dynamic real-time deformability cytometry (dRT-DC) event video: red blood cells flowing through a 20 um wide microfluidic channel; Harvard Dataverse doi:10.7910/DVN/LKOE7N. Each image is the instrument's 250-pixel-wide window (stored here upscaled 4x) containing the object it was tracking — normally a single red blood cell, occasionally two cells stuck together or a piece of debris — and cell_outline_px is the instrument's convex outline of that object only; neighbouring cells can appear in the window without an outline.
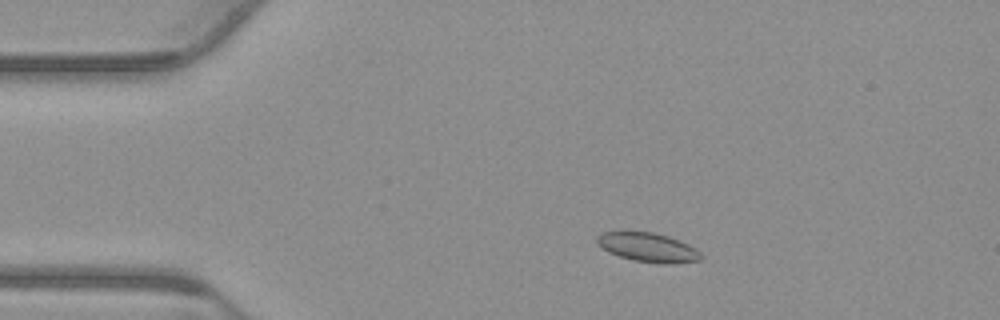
{"species": "common noctule bat (a hibernating species)", "species_latin": "Nyctalus noctula", "temperature_condition": "warm", "stored_images_in_passage": 52, "camera_frame_rate_fps": 3000, "um_per_image_px": 0.085, "animal": {"sex": "male", "body_mass_g": 23.1, "forearm_length_mm": 52.7}, "frame": {"image": 1, "passage_image": 8, "time_ms": 2.333, "image_size_px": [1000, 320], "cell_outline_px": [[704, 256], [700, 260], [672, 264], [660, 264], [632, 260], [608, 252], [596, 240], [596, 236], [604, 232], [656, 232], [680, 240], [696, 248]], "centroid_in_image_um": [55.14, 21.03], "position_along_channel_um": 29.9, "area_um2": 17.69}}
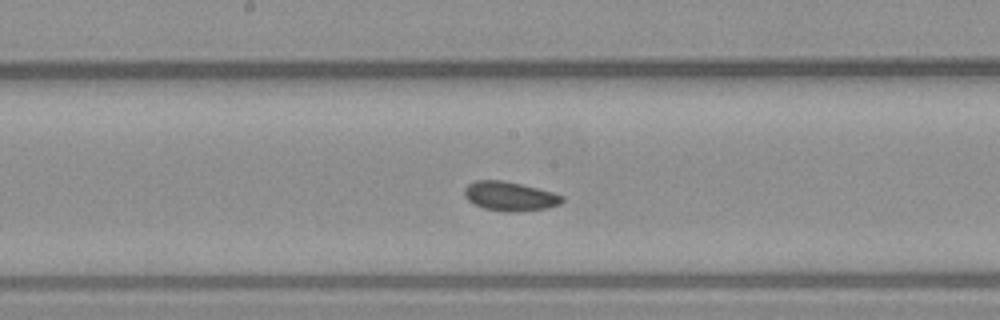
{"frame": {"image": 2, "passage_image": 26, "time_ms": 8.333, "image_size_px": [1000, 320], "cell_outline_px": [[564, 200], [560, 204], [548, 208], [516, 212], [508, 212], [484, 208], [472, 204], [464, 196], [464, 188], [468, 184], [476, 180], [500, 180], [520, 184], [552, 192], [564, 196]], "centroid_in_image_um": [43.32, 16.69], "position_along_channel_um": 204.9, "area_um2": 16.65}}
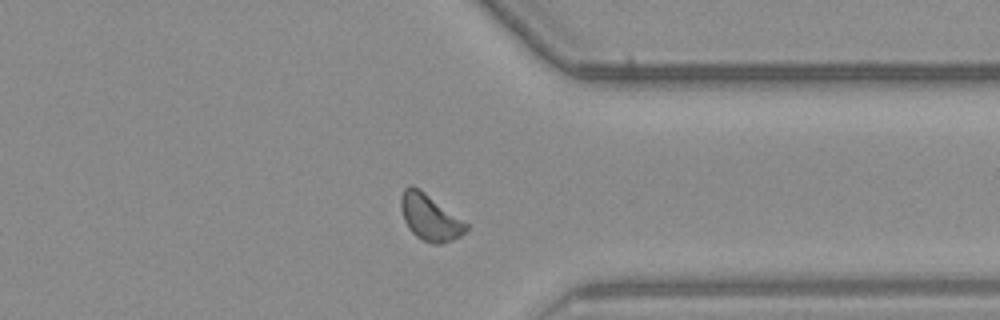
{"frame": {"image": 3, "passage_image": 40, "time_ms": 13.0, "image_size_px": [1000, 320], "cell_outline_px": [[468, 228], [460, 236], [452, 240], [440, 244], [432, 244], [416, 236], [408, 228], [404, 220], [400, 208], [400, 196], [404, 188], [408, 184], [412, 184], [420, 188], [468, 224]], "centroid_in_image_um": [36.5, 18.45], "position_along_channel_um": 374.9, "area_um2": 17.63}, "authors_computed_cell_mechanics": {"area_um2": 16.6464, "velocity_mm_per_s": 3.7517, "shape_relaxation_time_tau1_ms": 1.6024, "shape_relaxation_time_tau2_ms": 3.8281, "deformation_change_tau1": 0.0579, "deformation_change_tau2": 0.0905}}